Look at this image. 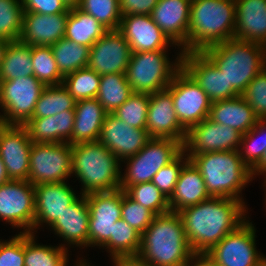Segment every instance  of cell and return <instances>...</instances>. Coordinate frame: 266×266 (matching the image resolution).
I'll return each instance as SVG.
<instances>
[{
    "label": "cell",
    "mask_w": 266,
    "mask_h": 266,
    "mask_svg": "<svg viewBox=\"0 0 266 266\" xmlns=\"http://www.w3.org/2000/svg\"><path fill=\"white\" fill-rule=\"evenodd\" d=\"M246 205L236 199L211 197L179 211L187 241L195 255H205L247 219Z\"/></svg>",
    "instance_id": "6da1fadb"
},
{
    "label": "cell",
    "mask_w": 266,
    "mask_h": 266,
    "mask_svg": "<svg viewBox=\"0 0 266 266\" xmlns=\"http://www.w3.org/2000/svg\"><path fill=\"white\" fill-rule=\"evenodd\" d=\"M152 266H190L195 256L178 212L155 215L141 234L137 255Z\"/></svg>",
    "instance_id": "7a4b0ae2"
},
{
    "label": "cell",
    "mask_w": 266,
    "mask_h": 266,
    "mask_svg": "<svg viewBox=\"0 0 266 266\" xmlns=\"http://www.w3.org/2000/svg\"><path fill=\"white\" fill-rule=\"evenodd\" d=\"M235 0H191L187 42L181 52H202L234 38Z\"/></svg>",
    "instance_id": "3957f363"
},
{
    "label": "cell",
    "mask_w": 266,
    "mask_h": 266,
    "mask_svg": "<svg viewBox=\"0 0 266 266\" xmlns=\"http://www.w3.org/2000/svg\"><path fill=\"white\" fill-rule=\"evenodd\" d=\"M225 75L228 89L242 95L248 83L266 68V46L235 38L220 42L202 51Z\"/></svg>",
    "instance_id": "277c9868"
},
{
    "label": "cell",
    "mask_w": 266,
    "mask_h": 266,
    "mask_svg": "<svg viewBox=\"0 0 266 266\" xmlns=\"http://www.w3.org/2000/svg\"><path fill=\"white\" fill-rule=\"evenodd\" d=\"M189 160L200 171L211 197H240L244 187L253 179L252 171L242 162L238 150L191 154Z\"/></svg>",
    "instance_id": "5b68a950"
},
{
    "label": "cell",
    "mask_w": 266,
    "mask_h": 266,
    "mask_svg": "<svg viewBox=\"0 0 266 266\" xmlns=\"http://www.w3.org/2000/svg\"><path fill=\"white\" fill-rule=\"evenodd\" d=\"M120 162L99 141L72 145V174L83 186L80 194L118 189L122 174Z\"/></svg>",
    "instance_id": "8992f818"
},
{
    "label": "cell",
    "mask_w": 266,
    "mask_h": 266,
    "mask_svg": "<svg viewBox=\"0 0 266 266\" xmlns=\"http://www.w3.org/2000/svg\"><path fill=\"white\" fill-rule=\"evenodd\" d=\"M167 50L131 53L126 79L133 92L155 93L168 88L174 75L181 69L182 52L170 62Z\"/></svg>",
    "instance_id": "52a82bcc"
},
{
    "label": "cell",
    "mask_w": 266,
    "mask_h": 266,
    "mask_svg": "<svg viewBox=\"0 0 266 266\" xmlns=\"http://www.w3.org/2000/svg\"><path fill=\"white\" fill-rule=\"evenodd\" d=\"M182 151L183 144L178 140L151 138L137 154L125 159L127 167L119 188L126 191L135 184L152 182L154 175Z\"/></svg>",
    "instance_id": "ba28073f"
},
{
    "label": "cell",
    "mask_w": 266,
    "mask_h": 266,
    "mask_svg": "<svg viewBox=\"0 0 266 266\" xmlns=\"http://www.w3.org/2000/svg\"><path fill=\"white\" fill-rule=\"evenodd\" d=\"M45 86L34 76L0 81V108L4 125L24 126L33 116Z\"/></svg>",
    "instance_id": "9c48e42d"
},
{
    "label": "cell",
    "mask_w": 266,
    "mask_h": 266,
    "mask_svg": "<svg viewBox=\"0 0 266 266\" xmlns=\"http://www.w3.org/2000/svg\"><path fill=\"white\" fill-rule=\"evenodd\" d=\"M71 175V144L32 142L28 175V181L32 185L64 182Z\"/></svg>",
    "instance_id": "30bf717a"
},
{
    "label": "cell",
    "mask_w": 266,
    "mask_h": 266,
    "mask_svg": "<svg viewBox=\"0 0 266 266\" xmlns=\"http://www.w3.org/2000/svg\"><path fill=\"white\" fill-rule=\"evenodd\" d=\"M255 232L252 222L246 220L205 255L218 266H259L266 257L256 249Z\"/></svg>",
    "instance_id": "8fae6325"
},
{
    "label": "cell",
    "mask_w": 266,
    "mask_h": 266,
    "mask_svg": "<svg viewBox=\"0 0 266 266\" xmlns=\"http://www.w3.org/2000/svg\"><path fill=\"white\" fill-rule=\"evenodd\" d=\"M166 90L172 96L177 119L186 130L209 117L212 102L182 68Z\"/></svg>",
    "instance_id": "7c38bea8"
},
{
    "label": "cell",
    "mask_w": 266,
    "mask_h": 266,
    "mask_svg": "<svg viewBox=\"0 0 266 266\" xmlns=\"http://www.w3.org/2000/svg\"><path fill=\"white\" fill-rule=\"evenodd\" d=\"M89 209L88 246L103 247L113 237L116 221L121 219L122 190L86 194Z\"/></svg>",
    "instance_id": "4fadbf2b"
},
{
    "label": "cell",
    "mask_w": 266,
    "mask_h": 266,
    "mask_svg": "<svg viewBox=\"0 0 266 266\" xmlns=\"http://www.w3.org/2000/svg\"><path fill=\"white\" fill-rule=\"evenodd\" d=\"M0 218L20 233H32L35 220L34 185L25 180H10L0 185Z\"/></svg>",
    "instance_id": "5bb4252c"
},
{
    "label": "cell",
    "mask_w": 266,
    "mask_h": 266,
    "mask_svg": "<svg viewBox=\"0 0 266 266\" xmlns=\"http://www.w3.org/2000/svg\"><path fill=\"white\" fill-rule=\"evenodd\" d=\"M241 138L239 131L208 117L187 130L183 151L189 157L191 154L238 150Z\"/></svg>",
    "instance_id": "9a60e30c"
},
{
    "label": "cell",
    "mask_w": 266,
    "mask_h": 266,
    "mask_svg": "<svg viewBox=\"0 0 266 266\" xmlns=\"http://www.w3.org/2000/svg\"><path fill=\"white\" fill-rule=\"evenodd\" d=\"M181 68L203 89L211 102L240 96L235 89H228L225 75L203 52H183Z\"/></svg>",
    "instance_id": "2e32d148"
},
{
    "label": "cell",
    "mask_w": 266,
    "mask_h": 266,
    "mask_svg": "<svg viewBox=\"0 0 266 266\" xmlns=\"http://www.w3.org/2000/svg\"><path fill=\"white\" fill-rule=\"evenodd\" d=\"M131 50L119 30H108L90 47L87 67L99 75L126 73Z\"/></svg>",
    "instance_id": "e0dca14e"
},
{
    "label": "cell",
    "mask_w": 266,
    "mask_h": 266,
    "mask_svg": "<svg viewBox=\"0 0 266 266\" xmlns=\"http://www.w3.org/2000/svg\"><path fill=\"white\" fill-rule=\"evenodd\" d=\"M31 145L24 126L4 125L0 129V158L10 180L28 181Z\"/></svg>",
    "instance_id": "ac0fdd59"
},
{
    "label": "cell",
    "mask_w": 266,
    "mask_h": 266,
    "mask_svg": "<svg viewBox=\"0 0 266 266\" xmlns=\"http://www.w3.org/2000/svg\"><path fill=\"white\" fill-rule=\"evenodd\" d=\"M150 139L146 129L129 126L110 113L104 119L98 141L125 163L126 158L137 154Z\"/></svg>",
    "instance_id": "d6986e66"
},
{
    "label": "cell",
    "mask_w": 266,
    "mask_h": 266,
    "mask_svg": "<svg viewBox=\"0 0 266 266\" xmlns=\"http://www.w3.org/2000/svg\"><path fill=\"white\" fill-rule=\"evenodd\" d=\"M146 131L151 138L185 142L187 130L178 121L172 96L166 89L150 94Z\"/></svg>",
    "instance_id": "ffe728a7"
},
{
    "label": "cell",
    "mask_w": 266,
    "mask_h": 266,
    "mask_svg": "<svg viewBox=\"0 0 266 266\" xmlns=\"http://www.w3.org/2000/svg\"><path fill=\"white\" fill-rule=\"evenodd\" d=\"M118 30L128 42L132 53L167 50L173 44L154 23L151 15L122 16Z\"/></svg>",
    "instance_id": "44dd1931"
},
{
    "label": "cell",
    "mask_w": 266,
    "mask_h": 266,
    "mask_svg": "<svg viewBox=\"0 0 266 266\" xmlns=\"http://www.w3.org/2000/svg\"><path fill=\"white\" fill-rule=\"evenodd\" d=\"M35 220L33 231L43 223L51 226L66 207L77 198L75 191L67 182L34 185Z\"/></svg>",
    "instance_id": "7402d4cb"
},
{
    "label": "cell",
    "mask_w": 266,
    "mask_h": 266,
    "mask_svg": "<svg viewBox=\"0 0 266 266\" xmlns=\"http://www.w3.org/2000/svg\"><path fill=\"white\" fill-rule=\"evenodd\" d=\"M69 10L61 14L24 12L19 41L30 46H51L64 38Z\"/></svg>",
    "instance_id": "603a6c76"
},
{
    "label": "cell",
    "mask_w": 266,
    "mask_h": 266,
    "mask_svg": "<svg viewBox=\"0 0 266 266\" xmlns=\"http://www.w3.org/2000/svg\"><path fill=\"white\" fill-rule=\"evenodd\" d=\"M191 0H159L151 18L174 45L187 42Z\"/></svg>",
    "instance_id": "cb8c5ba5"
},
{
    "label": "cell",
    "mask_w": 266,
    "mask_h": 266,
    "mask_svg": "<svg viewBox=\"0 0 266 266\" xmlns=\"http://www.w3.org/2000/svg\"><path fill=\"white\" fill-rule=\"evenodd\" d=\"M89 218L86 196L81 194L50 227L68 244L84 248L88 247Z\"/></svg>",
    "instance_id": "d4e9b609"
},
{
    "label": "cell",
    "mask_w": 266,
    "mask_h": 266,
    "mask_svg": "<svg viewBox=\"0 0 266 266\" xmlns=\"http://www.w3.org/2000/svg\"><path fill=\"white\" fill-rule=\"evenodd\" d=\"M234 38L266 46V0H235Z\"/></svg>",
    "instance_id": "484cf974"
},
{
    "label": "cell",
    "mask_w": 266,
    "mask_h": 266,
    "mask_svg": "<svg viewBox=\"0 0 266 266\" xmlns=\"http://www.w3.org/2000/svg\"><path fill=\"white\" fill-rule=\"evenodd\" d=\"M209 198L200 171L189 160L181 169L173 194L168 199L170 211L179 212Z\"/></svg>",
    "instance_id": "4316f807"
},
{
    "label": "cell",
    "mask_w": 266,
    "mask_h": 266,
    "mask_svg": "<svg viewBox=\"0 0 266 266\" xmlns=\"http://www.w3.org/2000/svg\"><path fill=\"white\" fill-rule=\"evenodd\" d=\"M74 117L75 111L67 110L49 117L31 118L24 127L33 143L68 142L70 144Z\"/></svg>",
    "instance_id": "83f0119b"
},
{
    "label": "cell",
    "mask_w": 266,
    "mask_h": 266,
    "mask_svg": "<svg viewBox=\"0 0 266 266\" xmlns=\"http://www.w3.org/2000/svg\"><path fill=\"white\" fill-rule=\"evenodd\" d=\"M75 117L70 144L98 141L104 119L108 114L99 101L86 99L76 101Z\"/></svg>",
    "instance_id": "f1b7e54d"
},
{
    "label": "cell",
    "mask_w": 266,
    "mask_h": 266,
    "mask_svg": "<svg viewBox=\"0 0 266 266\" xmlns=\"http://www.w3.org/2000/svg\"><path fill=\"white\" fill-rule=\"evenodd\" d=\"M209 118L216 123L230 126L242 134L248 132L259 121L242 95L212 102Z\"/></svg>",
    "instance_id": "f546056e"
},
{
    "label": "cell",
    "mask_w": 266,
    "mask_h": 266,
    "mask_svg": "<svg viewBox=\"0 0 266 266\" xmlns=\"http://www.w3.org/2000/svg\"><path fill=\"white\" fill-rule=\"evenodd\" d=\"M108 31L92 15L80 9H69V16L66 23L64 37L79 45L91 47L95 41L101 38Z\"/></svg>",
    "instance_id": "4dcf8cb0"
},
{
    "label": "cell",
    "mask_w": 266,
    "mask_h": 266,
    "mask_svg": "<svg viewBox=\"0 0 266 266\" xmlns=\"http://www.w3.org/2000/svg\"><path fill=\"white\" fill-rule=\"evenodd\" d=\"M33 76L32 46L10 41L0 65V81Z\"/></svg>",
    "instance_id": "1f68e13d"
},
{
    "label": "cell",
    "mask_w": 266,
    "mask_h": 266,
    "mask_svg": "<svg viewBox=\"0 0 266 266\" xmlns=\"http://www.w3.org/2000/svg\"><path fill=\"white\" fill-rule=\"evenodd\" d=\"M35 235L24 233V266H67L68 250L65 244L58 246L40 245Z\"/></svg>",
    "instance_id": "d6a6232c"
},
{
    "label": "cell",
    "mask_w": 266,
    "mask_h": 266,
    "mask_svg": "<svg viewBox=\"0 0 266 266\" xmlns=\"http://www.w3.org/2000/svg\"><path fill=\"white\" fill-rule=\"evenodd\" d=\"M133 93L125 73L101 75L96 99L108 114L120 107Z\"/></svg>",
    "instance_id": "836d02e7"
},
{
    "label": "cell",
    "mask_w": 266,
    "mask_h": 266,
    "mask_svg": "<svg viewBox=\"0 0 266 266\" xmlns=\"http://www.w3.org/2000/svg\"><path fill=\"white\" fill-rule=\"evenodd\" d=\"M57 67L63 76L86 68L89 61L90 47L79 45L65 37L51 45Z\"/></svg>",
    "instance_id": "e575fe53"
},
{
    "label": "cell",
    "mask_w": 266,
    "mask_h": 266,
    "mask_svg": "<svg viewBox=\"0 0 266 266\" xmlns=\"http://www.w3.org/2000/svg\"><path fill=\"white\" fill-rule=\"evenodd\" d=\"M76 100L68 90L61 85L45 86L35 105L31 118H44L59 114L63 111L74 110Z\"/></svg>",
    "instance_id": "d590c367"
},
{
    "label": "cell",
    "mask_w": 266,
    "mask_h": 266,
    "mask_svg": "<svg viewBox=\"0 0 266 266\" xmlns=\"http://www.w3.org/2000/svg\"><path fill=\"white\" fill-rule=\"evenodd\" d=\"M113 259L137 256L141 247V234L123 219L115 222L113 237L103 246Z\"/></svg>",
    "instance_id": "8d00e7d4"
},
{
    "label": "cell",
    "mask_w": 266,
    "mask_h": 266,
    "mask_svg": "<svg viewBox=\"0 0 266 266\" xmlns=\"http://www.w3.org/2000/svg\"><path fill=\"white\" fill-rule=\"evenodd\" d=\"M257 135H262L258 141ZM265 149L266 120H259L253 128L242 134L238 152L242 162L252 171L262 161Z\"/></svg>",
    "instance_id": "74e56055"
},
{
    "label": "cell",
    "mask_w": 266,
    "mask_h": 266,
    "mask_svg": "<svg viewBox=\"0 0 266 266\" xmlns=\"http://www.w3.org/2000/svg\"><path fill=\"white\" fill-rule=\"evenodd\" d=\"M101 75L90 68H82L63 77V86L76 100L94 99L97 97Z\"/></svg>",
    "instance_id": "f35d334b"
},
{
    "label": "cell",
    "mask_w": 266,
    "mask_h": 266,
    "mask_svg": "<svg viewBox=\"0 0 266 266\" xmlns=\"http://www.w3.org/2000/svg\"><path fill=\"white\" fill-rule=\"evenodd\" d=\"M33 76L44 86H55L63 83L51 46H32Z\"/></svg>",
    "instance_id": "ab89813d"
},
{
    "label": "cell",
    "mask_w": 266,
    "mask_h": 266,
    "mask_svg": "<svg viewBox=\"0 0 266 266\" xmlns=\"http://www.w3.org/2000/svg\"><path fill=\"white\" fill-rule=\"evenodd\" d=\"M149 101L150 94L133 92L113 114L129 126L146 129Z\"/></svg>",
    "instance_id": "60d3db41"
},
{
    "label": "cell",
    "mask_w": 266,
    "mask_h": 266,
    "mask_svg": "<svg viewBox=\"0 0 266 266\" xmlns=\"http://www.w3.org/2000/svg\"><path fill=\"white\" fill-rule=\"evenodd\" d=\"M23 15L22 0H0V39L9 42L19 39Z\"/></svg>",
    "instance_id": "b9f144b4"
},
{
    "label": "cell",
    "mask_w": 266,
    "mask_h": 266,
    "mask_svg": "<svg viewBox=\"0 0 266 266\" xmlns=\"http://www.w3.org/2000/svg\"><path fill=\"white\" fill-rule=\"evenodd\" d=\"M125 193L135 202L149 209L154 215L170 212L168 198L153 182L135 184L130 186Z\"/></svg>",
    "instance_id": "7bdbcfd3"
},
{
    "label": "cell",
    "mask_w": 266,
    "mask_h": 266,
    "mask_svg": "<svg viewBox=\"0 0 266 266\" xmlns=\"http://www.w3.org/2000/svg\"><path fill=\"white\" fill-rule=\"evenodd\" d=\"M77 8L92 15L108 30L119 29L122 18L119 0H81Z\"/></svg>",
    "instance_id": "ee69618b"
},
{
    "label": "cell",
    "mask_w": 266,
    "mask_h": 266,
    "mask_svg": "<svg viewBox=\"0 0 266 266\" xmlns=\"http://www.w3.org/2000/svg\"><path fill=\"white\" fill-rule=\"evenodd\" d=\"M121 219L142 234L151 224L155 215L141 204L131 199L122 190Z\"/></svg>",
    "instance_id": "f6af8a7d"
},
{
    "label": "cell",
    "mask_w": 266,
    "mask_h": 266,
    "mask_svg": "<svg viewBox=\"0 0 266 266\" xmlns=\"http://www.w3.org/2000/svg\"><path fill=\"white\" fill-rule=\"evenodd\" d=\"M189 157L182 151L172 162L161 168L153 177L152 182L166 198L173 194L179 174Z\"/></svg>",
    "instance_id": "bcb514c9"
},
{
    "label": "cell",
    "mask_w": 266,
    "mask_h": 266,
    "mask_svg": "<svg viewBox=\"0 0 266 266\" xmlns=\"http://www.w3.org/2000/svg\"><path fill=\"white\" fill-rule=\"evenodd\" d=\"M259 120H266V68L258 73L242 94Z\"/></svg>",
    "instance_id": "7dc6e473"
},
{
    "label": "cell",
    "mask_w": 266,
    "mask_h": 266,
    "mask_svg": "<svg viewBox=\"0 0 266 266\" xmlns=\"http://www.w3.org/2000/svg\"><path fill=\"white\" fill-rule=\"evenodd\" d=\"M0 266H24V233L0 240Z\"/></svg>",
    "instance_id": "c3c4849f"
},
{
    "label": "cell",
    "mask_w": 266,
    "mask_h": 266,
    "mask_svg": "<svg viewBox=\"0 0 266 266\" xmlns=\"http://www.w3.org/2000/svg\"><path fill=\"white\" fill-rule=\"evenodd\" d=\"M24 12L38 14H61L66 13L69 8L62 0H22Z\"/></svg>",
    "instance_id": "681fc988"
},
{
    "label": "cell",
    "mask_w": 266,
    "mask_h": 266,
    "mask_svg": "<svg viewBox=\"0 0 266 266\" xmlns=\"http://www.w3.org/2000/svg\"><path fill=\"white\" fill-rule=\"evenodd\" d=\"M159 0H119V9L125 15H151Z\"/></svg>",
    "instance_id": "f907efd6"
},
{
    "label": "cell",
    "mask_w": 266,
    "mask_h": 266,
    "mask_svg": "<svg viewBox=\"0 0 266 266\" xmlns=\"http://www.w3.org/2000/svg\"><path fill=\"white\" fill-rule=\"evenodd\" d=\"M114 266H152L138 256L113 259Z\"/></svg>",
    "instance_id": "816d5d0a"
},
{
    "label": "cell",
    "mask_w": 266,
    "mask_h": 266,
    "mask_svg": "<svg viewBox=\"0 0 266 266\" xmlns=\"http://www.w3.org/2000/svg\"><path fill=\"white\" fill-rule=\"evenodd\" d=\"M190 266H218L206 255H195Z\"/></svg>",
    "instance_id": "f5cc1de1"
},
{
    "label": "cell",
    "mask_w": 266,
    "mask_h": 266,
    "mask_svg": "<svg viewBox=\"0 0 266 266\" xmlns=\"http://www.w3.org/2000/svg\"><path fill=\"white\" fill-rule=\"evenodd\" d=\"M253 178L255 175H266V149L262 161L252 170Z\"/></svg>",
    "instance_id": "db71d44e"
},
{
    "label": "cell",
    "mask_w": 266,
    "mask_h": 266,
    "mask_svg": "<svg viewBox=\"0 0 266 266\" xmlns=\"http://www.w3.org/2000/svg\"><path fill=\"white\" fill-rule=\"evenodd\" d=\"M8 181H10V179L7 175L5 165L2 161V159L0 158V185L6 183Z\"/></svg>",
    "instance_id": "11a10c76"
},
{
    "label": "cell",
    "mask_w": 266,
    "mask_h": 266,
    "mask_svg": "<svg viewBox=\"0 0 266 266\" xmlns=\"http://www.w3.org/2000/svg\"><path fill=\"white\" fill-rule=\"evenodd\" d=\"M9 41L0 39V65L4 56L5 49L8 45Z\"/></svg>",
    "instance_id": "9f6ffc18"
},
{
    "label": "cell",
    "mask_w": 266,
    "mask_h": 266,
    "mask_svg": "<svg viewBox=\"0 0 266 266\" xmlns=\"http://www.w3.org/2000/svg\"><path fill=\"white\" fill-rule=\"evenodd\" d=\"M66 6L71 9V8H76L80 4L81 0H62Z\"/></svg>",
    "instance_id": "6f0895ef"
},
{
    "label": "cell",
    "mask_w": 266,
    "mask_h": 266,
    "mask_svg": "<svg viewBox=\"0 0 266 266\" xmlns=\"http://www.w3.org/2000/svg\"><path fill=\"white\" fill-rule=\"evenodd\" d=\"M84 261H85L84 259L79 260V262H77L78 264H76V266H91V265H89V263L87 264L86 261L85 262Z\"/></svg>",
    "instance_id": "680465c9"
},
{
    "label": "cell",
    "mask_w": 266,
    "mask_h": 266,
    "mask_svg": "<svg viewBox=\"0 0 266 266\" xmlns=\"http://www.w3.org/2000/svg\"><path fill=\"white\" fill-rule=\"evenodd\" d=\"M4 126V123H3V120H2V117L0 115V129Z\"/></svg>",
    "instance_id": "91938a15"
},
{
    "label": "cell",
    "mask_w": 266,
    "mask_h": 266,
    "mask_svg": "<svg viewBox=\"0 0 266 266\" xmlns=\"http://www.w3.org/2000/svg\"><path fill=\"white\" fill-rule=\"evenodd\" d=\"M259 266H266V259Z\"/></svg>",
    "instance_id": "94428289"
}]
</instances>
